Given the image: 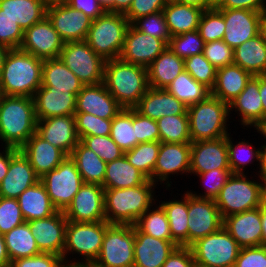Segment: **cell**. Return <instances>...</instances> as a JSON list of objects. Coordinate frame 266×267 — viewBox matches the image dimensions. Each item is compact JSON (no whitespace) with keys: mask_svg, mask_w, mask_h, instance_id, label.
I'll return each mask as SVG.
<instances>
[{"mask_svg":"<svg viewBox=\"0 0 266 267\" xmlns=\"http://www.w3.org/2000/svg\"><path fill=\"white\" fill-rule=\"evenodd\" d=\"M19 150L29 160L40 178L45 173L55 169L67 156L62 150L45 141L37 133H34Z\"/></svg>","mask_w":266,"mask_h":267,"instance_id":"f1b7e54d","label":"cell"},{"mask_svg":"<svg viewBox=\"0 0 266 267\" xmlns=\"http://www.w3.org/2000/svg\"><path fill=\"white\" fill-rule=\"evenodd\" d=\"M24 31L18 23L0 9V44L9 49H19Z\"/></svg>","mask_w":266,"mask_h":267,"instance_id":"680465c9","label":"cell"},{"mask_svg":"<svg viewBox=\"0 0 266 267\" xmlns=\"http://www.w3.org/2000/svg\"><path fill=\"white\" fill-rule=\"evenodd\" d=\"M43 60L20 49H10L0 72L4 96H34L42 85Z\"/></svg>","mask_w":266,"mask_h":267,"instance_id":"6da1fadb","label":"cell"},{"mask_svg":"<svg viewBox=\"0 0 266 267\" xmlns=\"http://www.w3.org/2000/svg\"><path fill=\"white\" fill-rule=\"evenodd\" d=\"M33 99L37 120L75 115L76 95L69 91L56 90L53 86H41Z\"/></svg>","mask_w":266,"mask_h":267,"instance_id":"d4e9b609","label":"cell"},{"mask_svg":"<svg viewBox=\"0 0 266 267\" xmlns=\"http://www.w3.org/2000/svg\"><path fill=\"white\" fill-rule=\"evenodd\" d=\"M182 198L181 200L161 201V203L159 201V204L167 215L172 241L177 246L188 247V191Z\"/></svg>","mask_w":266,"mask_h":267,"instance_id":"ab89813d","label":"cell"},{"mask_svg":"<svg viewBox=\"0 0 266 267\" xmlns=\"http://www.w3.org/2000/svg\"><path fill=\"white\" fill-rule=\"evenodd\" d=\"M14 267H58L62 257L53 253H40L32 257L19 258L11 261Z\"/></svg>","mask_w":266,"mask_h":267,"instance_id":"be15d7a7","label":"cell"},{"mask_svg":"<svg viewBox=\"0 0 266 267\" xmlns=\"http://www.w3.org/2000/svg\"><path fill=\"white\" fill-rule=\"evenodd\" d=\"M234 267H266V246L241 248Z\"/></svg>","mask_w":266,"mask_h":267,"instance_id":"6125c7cd","label":"cell"},{"mask_svg":"<svg viewBox=\"0 0 266 267\" xmlns=\"http://www.w3.org/2000/svg\"><path fill=\"white\" fill-rule=\"evenodd\" d=\"M3 96L4 95H3L2 88H1V85H0V102H1Z\"/></svg>","mask_w":266,"mask_h":267,"instance_id":"5803f987","label":"cell"},{"mask_svg":"<svg viewBox=\"0 0 266 267\" xmlns=\"http://www.w3.org/2000/svg\"><path fill=\"white\" fill-rule=\"evenodd\" d=\"M133 128L138 143L160 141V133L156 120H152L138 113L133 108Z\"/></svg>","mask_w":266,"mask_h":267,"instance_id":"91938a15","label":"cell"},{"mask_svg":"<svg viewBox=\"0 0 266 267\" xmlns=\"http://www.w3.org/2000/svg\"><path fill=\"white\" fill-rule=\"evenodd\" d=\"M36 133L45 141L58 147L67 156L79 143L75 115L50 117L37 120Z\"/></svg>","mask_w":266,"mask_h":267,"instance_id":"7402d4cb","label":"cell"},{"mask_svg":"<svg viewBox=\"0 0 266 267\" xmlns=\"http://www.w3.org/2000/svg\"><path fill=\"white\" fill-rule=\"evenodd\" d=\"M130 23L121 13L105 12L92 20L85 41L105 61L120 57Z\"/></svg>","mask_w":266,"mask_h":267,"instance_id":"ba28073f","label":"cell"},{"mask_svg":"<svg viewBox=\"0 0 266 267\" xmlns=\"http://www.w3.org/2000/svg\"><path fill=\"white\" fill-rule=\"evenodd\" d=\"M246 177V174H232L221 188L215 202L222 219L260 207L265 201L266 182Z\"/></svg>","mask_w":266,"mask_h":267,"instance_id":"5b68a950","label":"cell"},{"mask_svg":"<svg viewBox=\"0 0 266 267\" xmlns=\"http://www.w3.org/2000/svg\"><path fill=\"white\" fill-rule=\"evenodd\" d=\"M159 149L160 141L139 143L133 149L125 151L124 155L130 164L153 182V170Z\"/></svg>","mask_w":266,"mask_h":267,"instance_id":"bcb514c9","label":"cell"},{"mask_svg":"<svg viewBox=\"0 0 266 267\" xmlns=\"http://www.w3.org/2000/svg\"><path fill=\"white\" fill-rule=\"evenodd\" d=\"M135 225L110 224L94 267H133Z\"/></svg>","mask_w":266,"mask_h":267,"instance_id":"30bf717a","label":"cell"},{"mask_svg":"<svg viewBox=\"0 0 266 267\" xmlns=\"http://www.w3.org/2000/svg\"><path fill=\"white\" fill-rule=\"evenodd\" d=\"M0 152V182L6 176L11 158L19 151L14 147H4Z\"/></svg>","mask_w":266,"mask_h":267,"instance_id":"a7ac6f4b","label":"cell"},{"mask_svg":"<svg viewBox=\"0 0 266 267\" xmlns=\"http://www.w3.org/2000/svg\"><path fill=\"white\" fill-rule=\"evenodd\" d=\"M232 175L230 169H213L211 171L200 173L197 177L201 178V181L204 183L205 192L204 194H197L195 191L193 193L190 190V194L199 198L212 199L215 200L221 188L227 182L228 178Z\"/></svg>","mask_w":266,"mask_h":267,"instance_id":"11a10c76","label":"cell"},{"mask_svg":"<svg viewBox=\"0 0 266 267\" xmlns=\"http://www.w3.org/2000/svg\"><path fill=\"white\" fill-rule=\"evenodd\" d=\"M266 0H223L217 8L247 9L266 13Z\"/></svg>","mask_w":266,"mask_h":267,"instance_id":"003e7915","label":"cell"},{"mask_svg":"<svg viewBox=\"0 0 266 267\" xmlns=\"http://www.w3.org/2000/svg\"><path fill=\"white\" fill-rule=\"evenodd\" d=\"M255 129L266 139V120L262 121Z\"/></svg>","mask_w":266,"mask_h":267,"instance_id":"979ff035","label":"cell"},{"mask_svg":"<svg viewBox=\"0 0 266 267\" xmlns=\"http://www.w3.org/2000/svg\"><path fill=\"white\" fill-rule=\"evenodd\" d=\"M167 47L162 39L144 34L130 24L119 58L128 63L148 67Z\"/></svg>","mask_w":266,"mask_h":267,"instance_id":"d6986e66","label":"cell"},{"mask_svg":"<svg viewBox=\"0 0 266 267\" xmlns=\"http://www.w3.org/2000/svg\"><path fill=\"white\" fill-rule=\"evenodd\" d=\"M191 143H167L160 142V149L153 170V183L171 187L170 175L190 174ZM168 180V181H167ZM157 182V183H156Z\"/></svg>","mask_w":266,"mask_h":267,"instance_id":"e0dca14e","label":"cell"},{"mask_svg":"<svg viewBox=\"0 0 266 267\" xmlns=\"http://www.w3.org/2000/svg\"><path fill=\"white\" fill-rule=\"evenodd\" d=\"M239 113L243 127L252 126L254 129L263 121V106L259 93V75L252 76L244 90L229 104L231 111Z\"/></svg>","mask_w":266,"mask_h":267,"instance_id":"f546056e","label":"cell"},{"mask_svg":"<svg viewBox=\"0 0 266 267\" xmlns=\"http://www.w3.org/2000/svg\"><path fill=\"white\" fill-rule=\"evenodd\" d=\"M262 246H266V200L261 204Z\"/></svg>","mask_w":266,"mask_h":267,"instance_id":"11e5206c","label":"cell"},{"mask_svg":"<svg viewBox=\"0 0 266 267\" xmlns=\"http://www.w3.org/2000/svg\"><path fill=\"white\" fill-rule=\"evenodd\" d=\"M63 212L68 221H106L103 186L84 183Z\"/></svg>","mask_w":266,"mask_h":267,"instance_id":"5bb4252c","label":"cell"},{"mask_svg":"<svg viewBox=\"0 0 266 267\" xmlns=\"http://www.w3.org/2000/svg\"><path fill=\"white\" fill-rule=\"evenodd\" d=\"M106 12L114 13V0H97Z\"/></svg>","mask_w":266,"mask_h":267,"instance_id":"b9fcfbb0","label":"cell"},{"mask_svg":"<svg viewBox=\"0 0 266 267\" xmlns=\"http://www.w3.org/2000/svg\"><path fill=\"white\" fill-rule=\"evenodd\" d=\"M181 4H187L199 7L203 10L211 9L212 7L208 4V0H174Z\"/></svg>","mask_w":266,"mask_h":267,"instance_id":"753ad0ef","label":"cell"},{"mask_svg":"<svg viewBox=\"0 0 266 267\" xmlns=\"http://www.w3.org/2000/svg\"><path fill=\"white\" fill-rule=\"evenodd\" d=\"M233 64L252 76L266 74V44L260 34L234 48Z\"/></svg>","mask_w":266,"mask_h":267,"instance_id":"d590c367","label":"cell"},{"mask_svg":"<svg viewBox=\"0 0 266 267\" xmlns=\"http://www.w3.org/2000/svg\"><path fill=\"white\" fill-rule=\"evenodd\" d=\"M123 107L109 93L104 83L84 85L76 96L75 112L90 113L102 119H113Z\"/></svg>","mask_w":266,"mask_h":267,"instance_id":"603a6c76","label":"cell"},{"mask_svg":"<svg viewBox=\"0 0 266 267\" xmlns=\"http://www.w3.org/2000/svg\"><path fill=\"white\" fill-rule=\"evenodd\" d=\"M166 90L187 107L205 100L211 94L208 87L197 82L187 71L180 73L166 87Z\"/></svg>","mask_w":266,"mask_h":267,"instance_id":"b9f144b4","label":"cell"},{"mask_svg":"<svg viewBox=\"0 0 266 267\" xmlns=\"http://www.w3.org/2000/svg\"><path fill=\"white\" fill-rule=\"evenodd\" d=\"M41 86H53L56 90L69 91L77 96L84 84L58 57L43 60Z\"/></svg>","mask_w":266,"mask_h":267,"instance_id":"8d00e7d4","label":"cell"},{"mask_svg":"<svg viewBox=\"0 0 266 267\" xmlns=\"http://www.w3.org/2000/svg\"><path fill=\"white\" fill-rule=\"evenodd\" d=\"M148 179L136 187L104 189L105 218L109 224L135 225L140 216L154 206V187Z\"/></svg>","mask_w":266,"mask_h":267,"instance_id":"7a4b0ae2","label":"cell"},{"mask_svg":"<svg viewBox=\"0 0 266 267\" xmlns=\"http://www.w3.org/2000/svg\"><path fill=\"white\" fill-rule=\"evenodd\" d=\"M251 77L249 72L235 64L219 68L211 95L229 105L244 90Z\"/></svg>","mask_w":266,"mask_h":267,"instance_id":"4dcf8cb0","label":"cell"},{"mask_svg":"<svg viewBox=\"0 0 266 267\" xmlns=\"http://www.w3.org/2000/svg\"><path fill=\"white\" fill-rule=\"evenodd\" d=\"M222 2H223V0H208V4L212 8H217Z\"/></svg>","mask_w":266,"mask_h":267,"instance_id":"deb4b68c","label":"cell"},{"mask_svg":"<svg viewBox=\"0 0 266 267\" xmlns=\"http://www.w3.org/2000/svg\"><path fill=\"white\" fill-rule=\"evenodd\" d=\"M259 93L263 106V121L266 120V74L259 75Z\"/></svg>","mask_w":266,"mask_h":267,"instance_id":"89a4df30","label":"cell"},{"mask_svg":"<svg viewBox=\"0 0 266 267\" xmlns=\"http://www.w3.org/2000/svg\"><path fill=\"white\" fill-rule=\"evenodd\" d=\"M70 157L75 161L84 183L103 186L107 163L94 151L79 141Z\"/></svg>","mask_w":266,"mask_h":267,"instance_id":"f35d334b","label":"cell"},{"mask_svg":"<svg viewBox=\"0 0 266 267\" xmlns=\"http://www.w3.org/2000/svg\"><path fill=\"white\" fill-rule=\"evenodd\" d=\"M27 223L42 253H53L62 257L68 223L63 211Z\"/></svg>","mask_w":266,"mask_h":267,"instance_id":"ffe728a7","label":"cell"},{"mask_svg":"<svg viewBox=\"0 0 266 267\" xmlns=\"http://www.w3.org/2000/svg\"><path fill=\"white\" fill-rule=\"evenodd\" d=\"M259 34L262 37L263 42L266 44V13H263V16L260 20Z\"/></svg>","mask_w":266,"mask_h":267,"instance_id":"2a66077c","label":"cell"},{"mask_svg":"<svg viewBox=\"0 0 266 267\" xmlns=\"http://www.w3.org/2000/svg\"><path fill=\"white\" fill-rule=\"evenodd\" d=\"M162 267H196L191 248L177 246Z\"/></svg>","mask_w":266,"mask_h":267,"instance_id":"e7e4bbea","label":"cell"},{"mask_svg":"<svg viewBox=\"0 0 266 267\" xmlns=\"http://www.w3.org/2000/svg\"><path fill=\"white\" fill-rule=\"evenodd\" d=\"M64 43L49 19L45 17L24 31L19 49L45 60L60 57Z\"/></svg>","mask_w":266,"mask_h":267,"instance_id":"2e32d148","label":"cell"},{"mask_svg":"<svg viewBox=\"0 0 266 267\" xmlns=\"http://www.w3.org/2000/svg\"><path fill=\"white\" fill-rule=\"evenodd\" d=\"M47 6L46 0H0V9L23 31L46 17Z\"/></svg>","mask_w":266,"mask_h":267,"instance_id":"836d02e7","label":"cell"},{"mask_svg":"<svg viewBox=\"0 0 266 267\" xmlns=\"http://www.w3.org/2000/svg\"><path fill=\"white\" fill-rule=\"evenodd\" d=\"M169 0H133L129 10L124 14L132 24L138 18L161 12Z\"/></svg>","mask_w":266,"mask_h":267,"instance_id":"94428289","label":"cell"},{"mask_svg":"<svg viewBox=\"0 0 266 267\" xmlns=\"http://www.w3.org/2000/svg\"><path fill=\"white\" fill-rule=\"evenodd\" d=\"M59 58L84 85L104 82L105 60L85 40L65 42Z\"/></svg>","mask_w":266,"mask_h":267,"instance_id":"8fae6325","label":"cell"},{"mask_svg":"<svg viewBox=\"0 0 266 267\" xmlns=\"http://www.w3.org/2000/svg\"><path fill=\"white\" fill-rule=\"evenodd\" d=\"M205 42L200 37L198 30L171 36L168 48L178 57L185 59L203 52Z\"/></svg>","mask_w":266,"mask_h":267,"instance_id":"681fc988","label":"cell"},{"mask_svg":"<svg viewBox=\"0 0 266 267\" xmlns=\"http://www.w3.org/2000/svg\"><path fill=\"white\" fill-rule=\"evenodd\" d=\"M40 181L58 211H64L68 207L84 184L75 161L70 156H66L55 169L45 173Z\"/></svg>","mask_w":266,"mask_h":267,"instance_id":"7c38bea8","label":"cell"},{"mask_svg":"<svg viewBox=\"0 0 266 267\" xmlns=\"http://www.w3.org/2000/svg\"><path fill=\"white\" fill-rule=\"evenodd\" d=\"M38 181H40V177L19 150L11 158L8 172L0 182V197L17 199L23 191Z\"/></svg>","mask_w":266,"mask_h":267,"instance_id":"83f0119b","label":"cell"},{"mask_svg":"<svg viewBox=\"0 0 266 267\" xmlns=\"http://www.w3.org/2000/svg\"><path fill=\"white\" fill-rule=\"evenodd\" d=\"M46 17L64 42L83 41L92 19L67 3L49 4Z\"/></svg>","mask_w":266,"mask_h":267,"instance_id":"9a60e30c","label":"cell"},{"mask_svg":"<svg viewBox=\"0 0 266 267\" xmlns=\"http://www.w3.org/2000/svg\"><path fill=\"white\" fill-rule=\"evenodd\" d=\"M258 165L260 166L258 178H261L266 182V144H262L260 147V162Z\"/></svg>","mask_w":266,"mask_h":267,"instance_id":"2644e50d","label":"cell"},{"mask_svg":"<svg viewBox=\"0 0 266 267\" xmlns=\"http://www.w3.org/2000/svg\"><path fill=\"white\" fill-rule=\"evenodd\" d=\"M188 216V247L223 226V219L215 200L199 198L189 192Z\"/></svg>","mask_w":266,"mask_h":267,"instance_id":"4fadbf2b","label":"cell"},{"mask_svg":"<svg viewBox=\"0 0 266 267\" xmlns=\"http://www.w3.org/2000/svg\"><path fill=\"white\" fill-rule=\"evenodd\" d=\"M3 236L10 261L42 253L27 222L16 226Z\"/></svg>","mask_w":266,"mask_h":267,"instance_id":"60d3db41","label":"cell"},{"mask_svg":"<svg viewBox=\"0 0 266 267\" xmlns=\"http://www.w3.org/2000/svg\"><path fill=\"white\" fill-rule=\"evenodd\" d=\"M230 137L229 134L227 136V148L230 170L232 174H245L244 168H246V165L255 160L260 162V147L256 149L245 140L233 144L232 138Z\"/></svg>","mask_w":266,"mask_h":267,"instance_id":"7dc6e473","label":"cell"},{"mask_svg":"<svg viewBox=\"0 0 266 267\" xmlns=\"http://www.w3.org/2000/svg\"><path fill=\"white\" fill-rule=\"evenodd\" d=\"M203 9L169 0L162 10L171 36L198 30Z\"/></svg>","mask_w":266,"mask_h":267,"instance_id":"e575fe53","label":"cell"},{"mask_svg":"<svg viewBox=\"0 0 266 267\" xmlns=\"http://www.w3.org/2000/svg\"><path fill=\"white\" fill-rule=\"evenodd\" d=\"M192 142L227 137L229 105L211 94L203 101L187 107Z\"/></svg>","mask_w":266,"mask_h":267,"instance_id":"8992f818","label":"cell"},{"mask_svg":"<svg viewBox=\"0 0 266 267\" xmlns=\"http://www.w3.org/2000/svg\"><path fill=\"white\" fill-rule=\"evenodd\" d=\"M35 103L28 96H3L0 102V140L20 149L36 133Z\"/></svg>","mask_w":266,"mask_h":267,"instance_id":"277c9868","label":"cell"},{"mask_svg":"<svg viewBox=\"0 0 266 267\" xmlns=\"http://www.w3.org/2000/svg\"><path fill=\"white\" fill-rule=\"evenodd\" d=\"M198 32L205 43L223 40L225 35L223 15L216 8L204 10L199 21Z\"/></svg>","mask_w":266,"mask_h":267,"instance_id":"816d5d0a","label":"cell"},{"mask_svg":"<svg viewBox=\"0 0 266 267\" xmlns=\"http://www.w3.org/2000/svg\"><path fill=\"white\" fill-rule=\"evenodd\" d=\"M160 142L191 143L189 116L169 115L157 120Z\"/></svg>","mask_w":266,"mask_h":267,"instance_id":"f6af8a7d","label":"cell"},{"mask_svg":"<svg viewBox=\"0 0 266 267\" xmlns=\"http://www.w3.org/2000/svg\"><path fill=\"white\" fill-rule=\"evenodd\" d=\"M148 84L151 88L166 87L183 71L184 59L178 57L168 47L147 67Z\"/></svg>","mask_w":266,"mask_h":267,"instance_id":"d6a6232c","label":"cell"},{"mask_svg":"<svg viewBox=\"0 0 266 267\" xmlns=\"http://www.w3.org/2000/svg\"><path fill=\"white\" fill-rule=\"evenodd\" d=\"M184 67L185 71L197 82L204 84L210 90L214 87L217 69L204 57L203 53L185 58Z\"/></svg>","mask_w":266,"mask_h":267,"instance_id":"c3c4849f","label":"cell"},{"mask_svg":"<svg viewBox=\"0 0 266 267\" xmlns=\"http://www.w3.org/2000/svg\"><path fill=\"white\" fill-rule=\"evenodd\" d=\"M176 247L172 240L149 236L135 226L133 267H162Z\"/></svg>","mask_w":266,"mask_h":267,"instance_id":"484cf974","label":"cell"},{"mask_svg":"<svg viewBox=\"0 0 266 267\" xmlns=\"http://www.w3.org/2000/svg\"><path fill=\"white\" fill-rule=\"evenodd\" d=\"M110 137L123 151L139 144L133 128V108H123L112 119Z\"/></svg>","mask_w":266,"mask_h":267,"instance_id":"ee69618b","label":"cell"},{"mask_svg":"<svg viewBox=\"0 0 266 267\" xmlns=\"http://www.w3.org/2000/svg\"><path fill=\"white\" fill-rule=\"evenodd\" d=\"M0 267H14V265H13L12 262H9V263H7V264L0 265Z\"/></svg>","mask_w":266,"mask_h":267,"instance_id":"603ad722","label":"cell"},{"mask_svg":"<svg viewBox=\"0 0 266 267\" xmlns=\"http://www.w3.org/2000/svg\"><path fill=\"white\" fill-rule=\"evenodd\" d=\"M58 267H80V266H77L74 263H67L63 261Z\"/></svg>","mask_w":266,"mask_h":267,"instance_id":"67dfc351","label":"cell"},{"mask_svg":"<svg viewBox=\"0 0 266 267\" xmlns=\"http://www.w3.org/2000/svg\"><path fill=\"white\" fill-rule=\"evenodd\" d=\"M47 4H58V3H66L68 0H46Z\"/></svg>","mask_w":266,"mask_h":267,"instance_id":"b62a3aed","label":"cell"},{"mask_svg":"<svg viewBox=\"0 0 266 267\" xmlns=\"http://www.w3.org/2000/svg\"><path fill=\"white\" fill-rule=\"evenodd\" d=\"M148 178L123 155L119 159L108 162L103 182L104 189L136 187L144 184Z\"/></svg>","mask_w":266,"mask_h":267,"instance_id":"74e56055","label":"cell"},{"mask_svg":"<svg viewBox=\"0 0 266 267\" xmlns=\"http://www.w3.org/2000/svg\"><path fill=\"white\" fill-rule=\"evenodd\" d=\"M75 120L79 140L87 136L110 135L112 119H102L90 113L75 112Z\"/></svg>","mask_w":266,"mask_h":267,"instance_id":"f907efd6","label":"cell"},{"mask_svg":"<svg viewBox=\"0 0 266 267\" xmlns=\"http://www.w3.org/2000/svg\"><path fill=\"white\" fill-rule=\"evenodd\" d=\"M24 222L18 200L0 197V234L4 235Z\"/></svg>","mask_w":266,"mask_h":267,"instance_id":"9f6ffc18","label":"cell"},{"mask_svg":"<svg viewBox=\"0 0 266 267\" xmlns=\"http://www.w3.org/2000/svg\"><path fill=\"white\" fill-rule=\"evenodd\" d=\"M11 262L8 256L3 234H0V265Z\"/></svg>","mask_w":266,"mask_h":267,"instance_id":"34e18365","label":"cell"},{"mask_svg":"<svg viewBox=\"0 0 266 267\" xmlns=\"http://www.w3.org/2000/svg\"><path fill=\"white\" fill-rule=\"evenodd\" d=\"M87 148L94 151L104 162H112L122 157L125 153L110 137L87 136L80 140Z\"/></svg>","mask_w":266,"mask_h":267,"instance_id":"f5cc1de1","label":"cell"},{"mask_svg":"<svg viewBox=\"0 0 266 267\" xmlns=\"http://www.w3.org/2000/svg\"><path fill=\"white\" fill-rule=\"evenodd\" d=\"M135 226L143 233L157 239L172 240L170 225L163 207L159 204L146 210Z\"/></svg>","mask_w":266,"mask_h":267,"instance_id":"7bdbcfd3","label":"cell"},{"mask_svg":"<svg viewBox=\"0 0 266 267\" xmlns=\"http://www.w3.org/2000/svg\"><path fill=\"white\" fill-rule=\"evenodd\" d=\"M110 224L107 221L98 222H73L68 221L66 226L65 246L62 261L74 263L84 267L93 264L98 258L106 228ZM78 254L83 257L81 261H71L67 255ZM70 260V261H69Z\"/></svg>","mask_w":266,"mask_h":267,"instance_id":"52a82bcc","label":"cell"},{"mask_svg":"<svg viewBox=\"0 0 266 267\" xmlns=\"http://www.w3.org/2000/svg\"><path fill=\"white\" fill-rule=\"evenodd\" d=\"M9 50L10 49L8 47H6L5 45L0 44V72H1L2 67H3L5 56H6V54H7V52Z\"/></svg>","mask_w":266,"mask_h":267,"instance_id":"09005b40","label":"cell"},{"mask_svg":"<svg viewBox=\"0 0 266 267\" xmlns=\"http://www.w3.org/2000/svg\"><path fill=\"white\" fill-rule=\"evenodd\" d=\"M17 200L25 222L46 218L58 212L41 181L23 191Z\"/></svg>","mask_w":266,"mask_h":267,"instance_id":"1f68e13d","label":"cell"},{"mask_svg":"<svg viewBox=\"0 0 266 267\" xmlns=\"http://www.w3.org/2000/svg\"><path fill=\"white\" fill-rule=\"evenodd\" d=\"M132 1L133 0H114V13L125 14L129 10Z\"/></svg>","mask_w":266,"mask_h":267,"instance_id":"8c879c8a","label":"cell"},{"mask_svg":"<svg viewBox=\"0 0 266 267\" xmlns=\"http://www.w3.org/2000/svg\"><path fill=\"white\" fill-rule=\"evenodd\" d=\"M132 25L144 34L162 39L168 45L171 34L162 11L138 18Z\"/></svg>","mask_w":266,"mask_h":267,"instance_id":"db71d44e","label":"cell"},{"mask_svg":"<svg viewBox=\"0 0 266 267\" xmlns=\"http://www.w3.org/2000/svg\"><path fill=\"white\" fill-rule=\"evenodd\" d=\"M199 267H234L241 247L222 226L190 246Z\"/></svg>","mask_w":266,"mask_h":267,"instance_id":"9c48e42d","label":"cell"},{"mask_svg":"<svg viewBox=\"0 0 266 267\" xmlns=\"http://www.w3.org/2000/svg\"><path fill=\"white\" fill-rule=\"evenodd\" d=\"M103 83L123 108H134L149 88L148 70L120 58L106 60Z\"/></svg>","mask_w":266,"mask_h":267,"instance_id":"3957f363","label":"cell"},{"mask_svg":"<svg viewBox=\"0 0 266 267\" xmlns=\"http://www.w3.org/2000/svg\"><path fill=\"white\" fill-rule=\"evenodd\" d=\"M216 9L224 17L225 35L223 41L229 47L234 49L259 34L262 12L247 9Z\"/></svg>","mask_w":266,"mask_h":267,"instance_id":"ac0fdd59","label":"cell"},{"mask_svg":"<svg viewBox=\"0 0 266 267\" xmlns=\"http://www.w3.org/2000/svg\"><path fill=\"white\" fill-rule=\"evenodd\" d=\"M213 169H230L227 137L191 142L190 175Z\"/></svg>","mask_w":266,"mask_h":267,"instance_id":"44dd1931","label":"cell"},{"mask_svg":"<svg viewBox=\"0 0 266 267\" xmlns=\"http://www.w3.org/2000/svg\"><path fill=\"white\" fill-rule=\"evenodd\" d=\"M223 227L241 248L261 246V206L225 217Z\"/></svg>","mask_w":266,"mask_h":267,"instance_id":"cb8c5ba5","label":"cell"},{"mask_svg":"<svg viewBox=\"0 0 266 267\" xmlns=\"http://www.w3.org/2000/svg\"><path fill=\"white\" fill-rule=\"evenodd\" d=\"M202 53L216 69L232 65L234 61V49L223 40L206 42Z\"/></svg>","mask_w":266,"mask_h":267,"instance_id":"6f0895ef","label":"cell"},{"mask_svg":"<svg viewBox=\"0 0 266 267\" xmlns=\"http://www.w3.org/2000/svg\"><path fill=\"white\" fill-rule=\"evenodd\" d=\"M134 109L152 120L165 116L188 115L187 106L166 89L149 87Z\"/></svg>","mask_w":266,"mask_h":267,"instance_id":"4316f807","label":"cell"},{"mask_svg":"<svg viewBox=\"0 0 266 267\" xmlns=\"http://www.w3.org/2000/svg\"><path fill=\"white\" fill-rule=\"evenodd\" d=\"M66 3L92 20L106 12L97 0H68Z\"/></svg>","mask_w":266,"mask_h":267,"instance_id":"03108f58","label":"cell"}]
</instances>
